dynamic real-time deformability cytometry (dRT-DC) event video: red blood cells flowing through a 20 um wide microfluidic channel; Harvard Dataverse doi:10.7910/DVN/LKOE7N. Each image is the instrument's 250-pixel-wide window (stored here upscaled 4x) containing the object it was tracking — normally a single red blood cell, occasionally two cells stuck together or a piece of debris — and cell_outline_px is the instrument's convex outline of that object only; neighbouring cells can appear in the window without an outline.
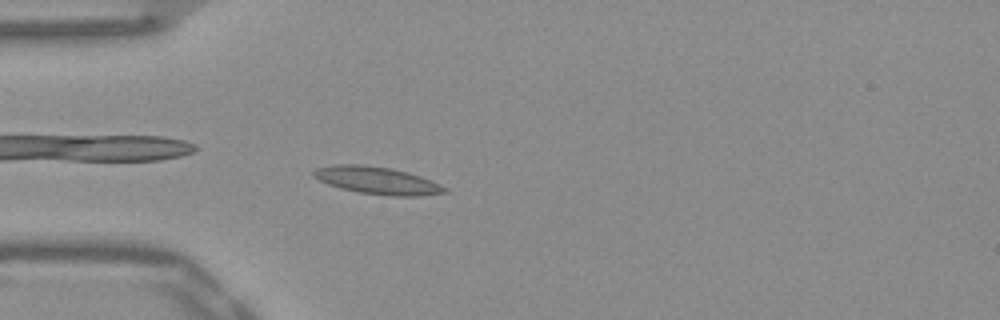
{"species": "Egyptian fruit bat (a non-hibernating species)", "species_latin": "Rousettus aegyptiacus", "temperature_condition": "warm", "stored_images_in_passage": 51, "camera_frame_rate_fps": 3000, "um_per_image_px": 0.085, "frame": {"image": 1, "passage_image": 14, "time_ms": 4.333, "image_size_px": [1000, 320], "cell_outline_px": [[448, 192], [420, 196], [388, 196], [356, 192], [340, 188], [328, 184], [312, 176], [312, 172], [316, 168], [336, 164], [360, 164], [392, 168], [408, 172], [420, 176], [440, 184], [448, 188]], "centroid_in_image_um": [32.07, 15.34], "position_along_channel_um": 52.9, "area_um2": 21.1}}
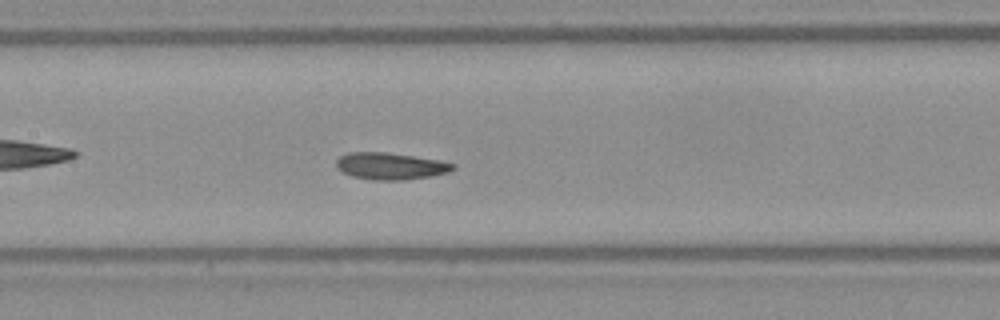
{"frame": {"image": 2, "passage_image": 24, "time_ms": 7.667, "image_size_px": [1000, 320], "cell_outline_px": [[456, 168], [448, 172], [428, 176], [404, 180], [372, 180], [352, 176], [336, 168], [336, 160], [340, 156], [348, 152], [384, 152], [440, 160], [456, 164]], "centroid_in_image_um": [33.18, 14.11], "position_along_channel_um": 174.2, "area_um2": 18.21}}
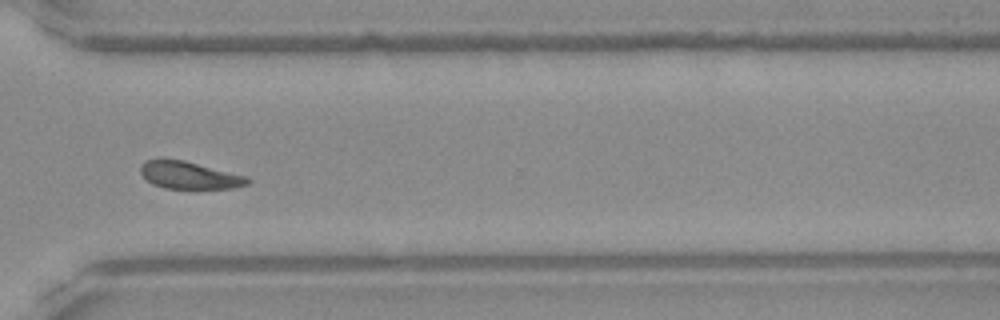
{"frame": {"image": 3, "passage_image": 38, "time_ms": 12.333, "image_size_px": [1000, 320], "cell_outline_px": [[252, 180], [248, 184], [232, 188], [164, 188], [152, 184], [140, 172], [140, 164], [144, 160], [160, 156], [164, 156], [184, 160], [248, 176]], "centroid_in_image_um": [16.04, 14.84], "position_along_channel_um": 354.6, "area_um2": 17.57}, "authors_computed_cell_mechanics": {"area_um2": 18.207, "velocity_mm_per_s": 3.8696, "shape_relaxation_time_tau1_ms": 3.4157, "shape_relaxation_time_tau2_ms": 2.5153, "deformation_change_tau1": 0.1148, "deformation_change_tau2": 0.0661}}